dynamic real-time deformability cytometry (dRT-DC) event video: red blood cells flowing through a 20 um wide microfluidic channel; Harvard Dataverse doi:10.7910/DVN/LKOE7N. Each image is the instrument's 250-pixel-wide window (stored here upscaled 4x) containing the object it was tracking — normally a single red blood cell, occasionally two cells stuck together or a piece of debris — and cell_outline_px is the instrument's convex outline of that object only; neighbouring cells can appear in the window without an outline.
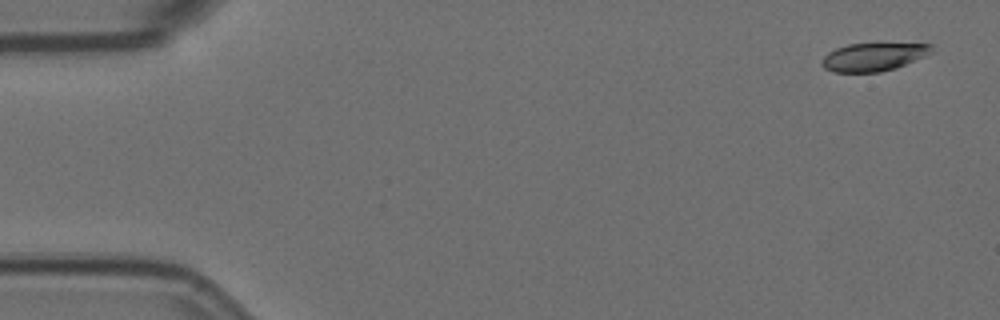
{"species": "Egyptian fruit bat (a non-hibernating species)", "species_latin": "Rousettus aegyptiacus", "temperature_condition": "room temperature", "stored_images_in_passage": 4, "camera_frame_rate_fps": 3000, "um_per_image_px": 0.085, "animal": {"sex": "female"}, "frame": {"image": 1, "passage_image": 1, "time_ms": 0.0, "image_size_px": [1000, 320], "cell_outline_px": [[932, 52], [924, 56], [896, 68], [880, 72], [832, 72], [824, 68], [820, 64], [824, 56], [828, 52], [836, 48], [848, 44], [932, 44]], "centroid_in_image_um": [74.19, 4.85], "position_along_channel_um": 10.8, "area_um2": 17.8}}
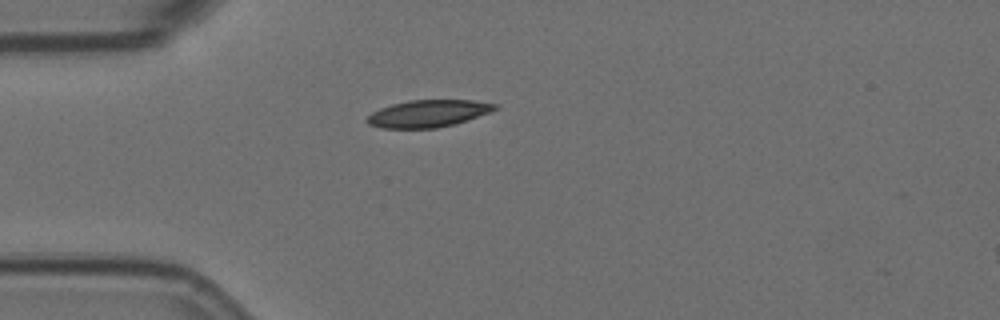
{"frame": {"image": 2, "passage_image": 4, "time_ms": 1.0, "image_size_px": [1000, 320], "cell_outline_px": [[500, 104], [496, 108], [488, 112], [468, 120], [436, 128], [384, 128], [368, 124], [364, 120], [372, 112], [380, 108], [392, 104], [408, 100], [472, 100]], "centroid_in_image_um": [36.36, 9.64], "position_along_channel_um": 48.6, "area_um2": 20.11}}